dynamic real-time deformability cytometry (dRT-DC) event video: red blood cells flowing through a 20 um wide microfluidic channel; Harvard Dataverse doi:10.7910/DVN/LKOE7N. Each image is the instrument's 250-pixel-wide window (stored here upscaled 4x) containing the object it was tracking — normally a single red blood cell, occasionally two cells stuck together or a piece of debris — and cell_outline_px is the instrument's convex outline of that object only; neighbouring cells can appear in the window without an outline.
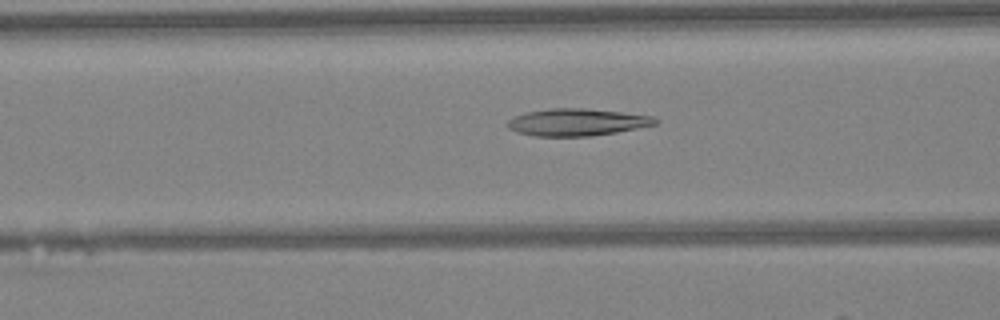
{"species": "Egyptian fruit bat (a non-hibernating species)", "species_latin": "Rousettus aegyptiacus", "temperature_condition": "warm", "stored_images_in_passage": 48, "camera_frame_rate_fps": 3000, "um_per_image_px": 0.085, "animal": {"sex": "female"}, "frame": {"image": 1, "passage_image": 19, "time_ms": 6.0, "image_size_px": [1000, 320], "cell_outline_px": [[660, 120], [656, 124], [616, 132], [592, 136], [536, 136], [516, 132], [508, 128], [508, 120], [516, 116], [528, 112], [548, 108], [584, 108], [620, 112], [652, 116]], "centroid_in_image_um": [49.04, 10.39], "position_along_channel_um": 117.6, "area_um2": 23.18}}
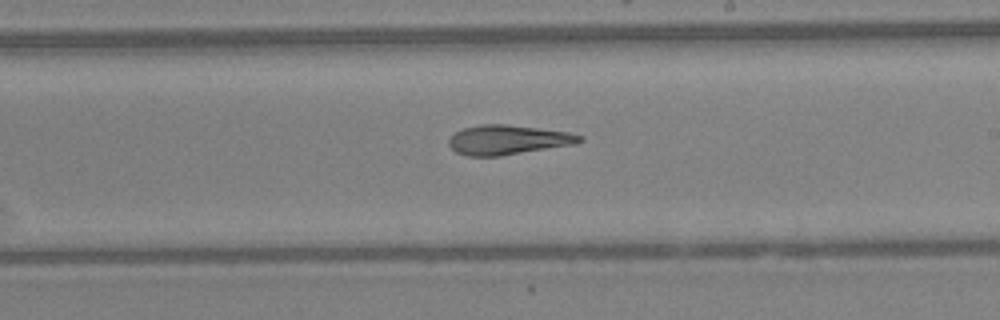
{"frame": {"image": 2, "passage_image": 28, "time_ms": 9.0, "image_size_px": [1000, 320], "cell_outline_px": [[584, 140], [576, 144], [500, 156], [468, 156], [456, 152], [448, 144], [448, 140], [456, 132], [464, 128], [480, 124], [504, 124], [568, 132], [584, 136]], "centroid_in_image_um": [43.18, 11.89], "position_along_channel_um": 245.8, "area_um2": 22.43}}
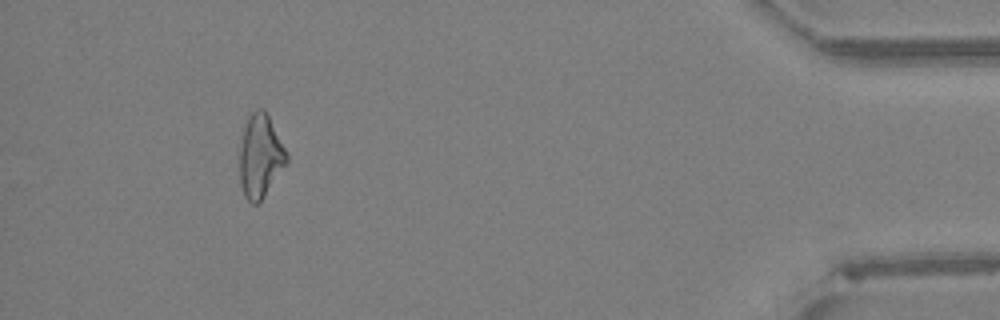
{"frame": {"image": 3, "passage_image": 44, "time_ms": 14.333, "image_size_px": [1000, 320], "cell_outline_px": [[288, 160], [264, 196], [256, 204], [252, 204], [244, 196], [240, 184], [240, 144], [244, 128], [248, 116], [256, 108], [264, 108], [288, 152]], "centroid_in_image_um": [22.12, 13.24], "position_along_channel_um": 413.1, "area_um2": 22.66}, "authors_computed_cell_mechanics": {"area_um2": 23.2645, "velocity_mm_per_s": 4.3138, "shape_relaxation_time_tau1_ms": null, "shape_relaxation_time_tau2_ms": 5.0173, "deformation_change_tau1": null, "deformation_change_tau2": 0.1723}}